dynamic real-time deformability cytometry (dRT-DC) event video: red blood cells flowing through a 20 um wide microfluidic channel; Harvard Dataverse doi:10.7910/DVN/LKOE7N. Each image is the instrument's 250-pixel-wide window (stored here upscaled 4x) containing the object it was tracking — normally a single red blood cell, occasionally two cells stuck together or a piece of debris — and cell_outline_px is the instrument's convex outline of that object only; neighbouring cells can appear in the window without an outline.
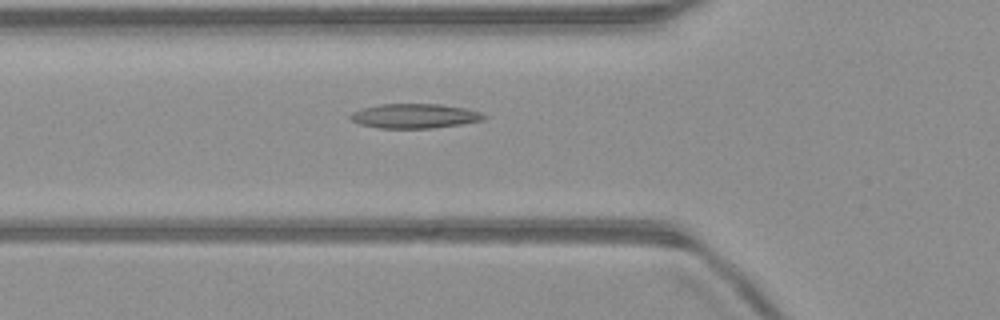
{"species": "common noctule bat (a hibernating species)", "species_latin": "Nyctalus noctula", "temperature_condition": "warm", "stored_images_in_passage": 51, "camera_frame_rate_fps": 3000, "um_per_image_px": 0.085, "animal": {"sex": "male", "body_mass_g": 23.1, "forearm_length_mm": 52.7}, "frame": {"image": 1, "passage_image": 18, "time_ms": 5.667, "image_size_px": [1000, 320], "cell_outline_px": [[488, 116], [484, 120], [460, 124], [432, 128], [376, 128], [360, 124], [352, 120], [348, 116], [352, 112], [364, 108], [380, 104], [440, 104], [464, 108], [480, 112]], "centroid_in_image_um": [35.24, 9.86], "position_along_channel_um": 90.6, "area_um2": 19.02}}
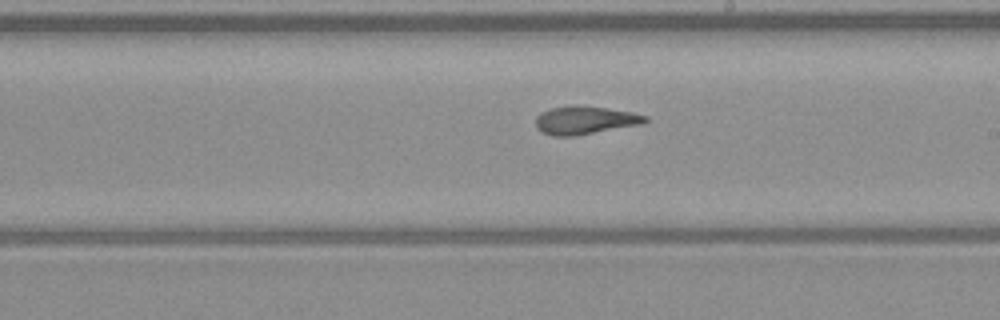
{"frame": {"image": 2, "passage_image": 29, "time_ms": 9.333, "image_size_px": [1000, 320], "cell_outline_px": [[648, 120], [640, 124], [572, 136], [552, 136], [540, 132], [536, 128], [536, 116], [540, 112], [548, 108], [572, 104], [576, 104], [632, 112], [648, 116]], "centroid_in_image_um": [49.64, 10.2], "position_along_channel_um": 239.4, "area_um2": 18.03}}
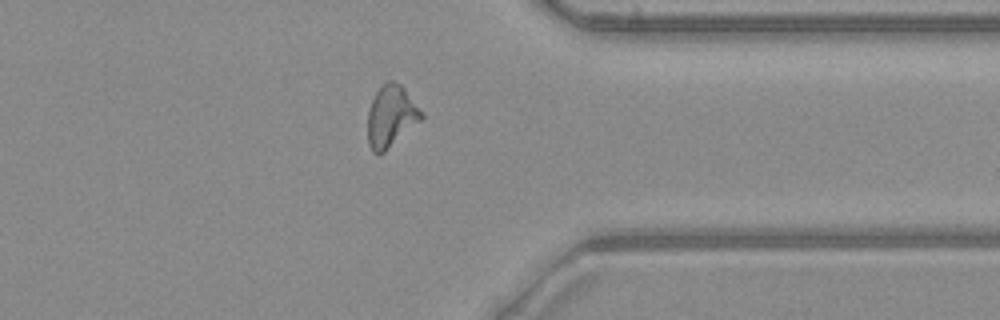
{"frame": {"image": 3, "passage_image": 40, "time_ms": 13.0, "image_size_px": [1000, 320], "cell_outline_px": [[424, 116], [420, 120], [380, 156], [376, 156], [372, 152], [368, 144], [368, 112], [372, 100], [376, 92], [388, 80], [392, 80], [400, 84], [404, 88], [424, 112]], "centroid_in_image_um": [33.23, 9.91], "position_along_channel_um": 378.2, "area_um2": 19.25}, "authors_computed_cell_mechanics": {"area_um2": 19.0162, "velocity_mm_per_s": 4.0425, "shape_relaxation_time_tau1_ms": null, "shape_relaxation_time_tau2_ms": 2.965, "deformation_change_tau1": null, "deformation_change_tau2": 0.1217}}